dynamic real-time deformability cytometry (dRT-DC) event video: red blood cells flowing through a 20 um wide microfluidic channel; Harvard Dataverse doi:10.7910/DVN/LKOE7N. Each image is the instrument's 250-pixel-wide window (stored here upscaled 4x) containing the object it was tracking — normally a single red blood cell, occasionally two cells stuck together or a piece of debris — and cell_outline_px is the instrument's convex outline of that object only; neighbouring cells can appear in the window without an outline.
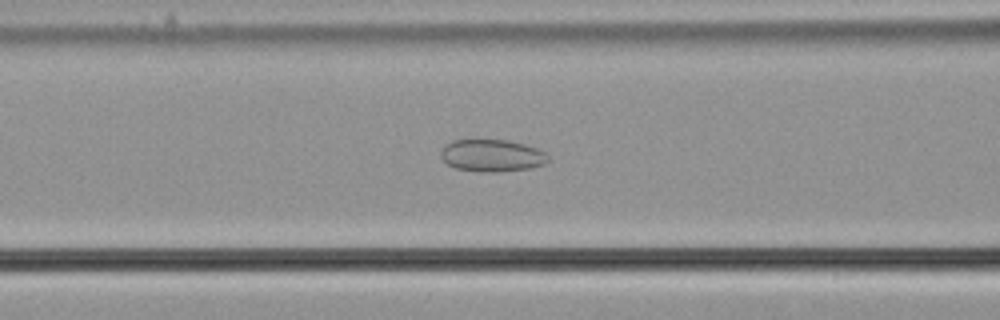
{"species": "common noctule bat (a hibernating species)", "species_latin": "Nyctalus noctula", "temperature_condition": "cold", "stored_images_in_passage": 57, "camera_frame_rate_fps": 3000, "um_per_image_px": 0.085, "animal": {"sex": "male", "body_mass_g": 21.5, "forearm_length_mm": 52.0}, "frame": {"image": 1, "passage_image": 24, "time_ms": 7.667, "image_size_px": [1000, 320], "cell_outline_px": [[548, 160], [544, 164], [532, 168], [500, 172], [480, 172], [456, 168], [448, 164], [440, 156], [440, 152], [444, 144], [452, 140], [508, 140], [524, 144], [536, 148], [544, 152], [548, 156]], "centroid_in_image_um": [41.8, 13.22], "position_along_channel_um": 124.8, "area_um2": 20.23}}
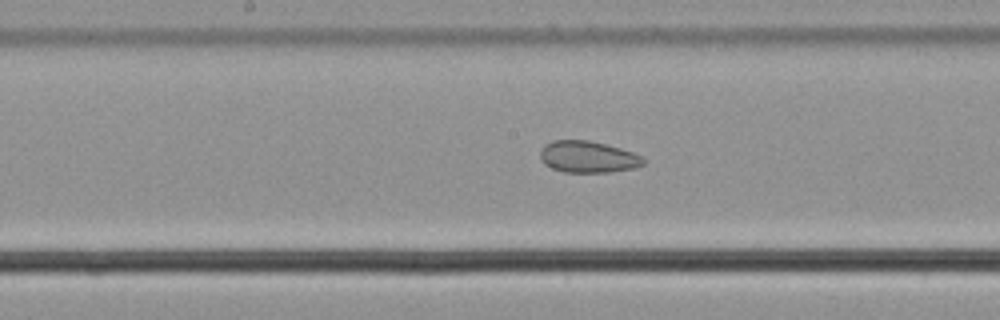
{"frame": {"image": 2, "passage_image": 30, "time_ms": 9.667, "image_size_px": [1000, 320], "cell_outline_px": [[644, 164], [636, 168], [608, 172], [564, 172], [552, 168], [544, 164], [540, 160], [540, 152], [544, 144], [552, 140], [588, 140], [620, 148], [632, 152], [640, 156], [644, 160]], "centroid_in_image_um": [49.94, 13.33], "position_along_channel_um": 198.3, "area_um2": 19.02}}
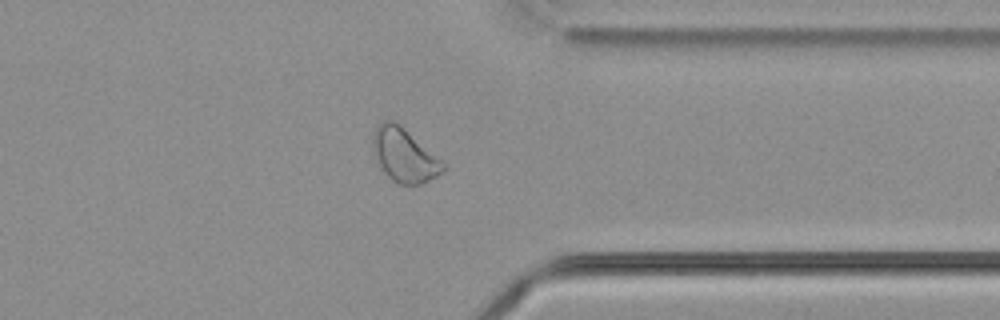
{"frame": {"image": 3, "passage_image": 45, "time_ms": 14.667, "image_size_px": [1000, 320], "cell_outline_px": [[448, 168], [444, 172], [420, 184], [400, 184], [392, 180], [380, 168], [372, 156], [372, 136], [376, 128], [384, 120], [392, 120], [400, 124], [448, 164]], "centroid_in_image_um": [34.38, 13.19], "position_along_channel_um": 377.0, "area_um2": 22.43}, "authors_computed_cell_mechanics": {"area_um2": 25.0852, "velocity_mm_per_s": 3.6731, "shape_relaxation_time_tau1_ms": null, "shape_relaxation_time_tau2_ms": 3.9576, "deformation_change_tau1": null, "deformation_change_tau2": 0.0944}}